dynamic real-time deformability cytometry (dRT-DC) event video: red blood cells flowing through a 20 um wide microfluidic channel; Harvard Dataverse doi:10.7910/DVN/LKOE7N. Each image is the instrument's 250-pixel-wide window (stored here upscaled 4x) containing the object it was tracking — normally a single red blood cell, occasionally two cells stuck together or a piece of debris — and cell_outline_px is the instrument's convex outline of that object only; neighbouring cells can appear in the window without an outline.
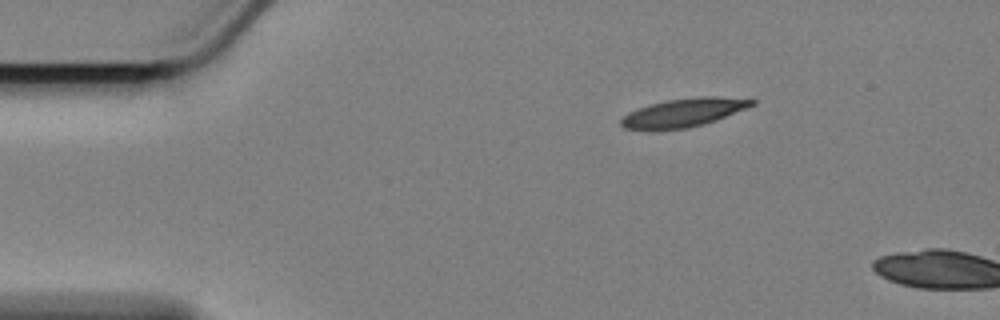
{"species": "Egyptian fruit bat (a non-hibernating species)", "species_latin": "Rousettus aegyptiacus", "temperature_condition": "cold", "stored_images_in_passage": 4, "camera_frame_rate_fps": 3000, "um_per_image_px": 0.085, "animal": {"sex": "female"}, "frame": {"image": 1, "passage_image": 1, "time_ms": 0.0, "image_size_px": [1000, 320], "cell_outline_px": [[756, 104], [748, 108], [716, 120], [704, 124], [688, 128], [656, 132], [644, 132], [624, 128], [620, 124], [620, 120], [628, 112], [636, 108], [648, 104], [668, 100], [700, 96], [716, 96], [756, 100]], "centroid_in_image_um": [58.03, 9.61], "position_along_channel_um": 27.0, "area_um2": 22.48}}